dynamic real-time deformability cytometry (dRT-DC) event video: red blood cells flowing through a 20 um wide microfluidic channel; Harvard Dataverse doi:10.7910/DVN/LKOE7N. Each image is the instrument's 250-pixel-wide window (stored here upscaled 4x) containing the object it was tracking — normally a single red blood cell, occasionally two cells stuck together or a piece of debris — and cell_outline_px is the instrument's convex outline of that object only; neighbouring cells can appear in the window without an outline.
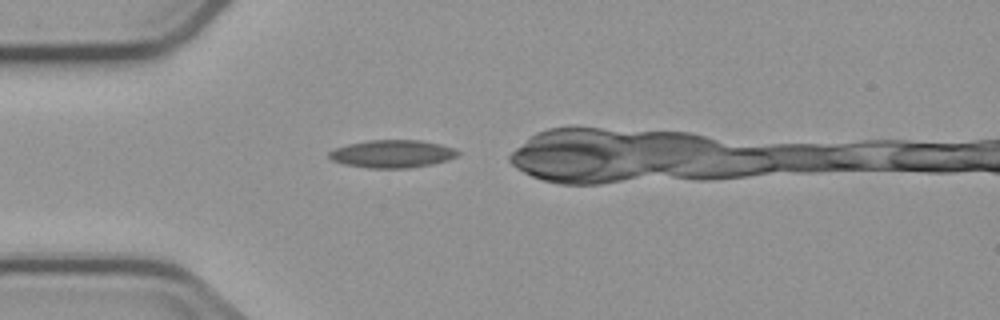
{"species": "common noctule bat (a hibernating species)", "species_latin": "Nyctalus noctula", "temperature_condition": "cold", "stored_images_in_passage": 1, "camera_frame_rate_fps": 3000, "um_per_image_px": 0.085, "animal": {"sex": "male", "body_mass_g": 23.1, "forearm_length_mm": 52.7}, "frame": {"image": 1, "passage_image": 1, "time_ms": 0.0, "image_size_px": [1000, 320], "cell_outline_px": [[460, 152], [456, 156], [448, 160], [432, 164], [408, 168], [368, 168], [344, 164], [332, 160], [328, 156], [328, 152], [336, 148], [348, 144], [372, 140], [420, 140], [440, 144], [452, 148]], "centroid_in_image_um": [33.33, 13.08], "position_along_channel_um": 51.7, "area_um2": 20.69}}